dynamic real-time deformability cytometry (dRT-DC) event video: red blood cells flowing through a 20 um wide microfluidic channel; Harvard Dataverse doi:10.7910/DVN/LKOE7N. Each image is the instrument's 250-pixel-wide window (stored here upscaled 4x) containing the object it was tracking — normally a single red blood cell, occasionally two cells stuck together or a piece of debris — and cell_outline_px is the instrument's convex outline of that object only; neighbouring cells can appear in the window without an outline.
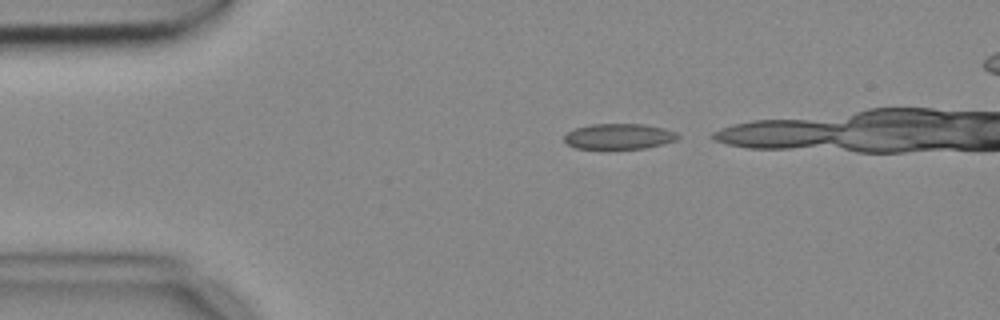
{"species": "common noctule bat (a hibernating species)", "species_latin": "Nyctalus noctula", "temperature_condition": "cold", "stored_images_in_passage": 5, "camera_frame_rate_fps": 3000, "um_per_image_px": 0.085, "animal": {"sex": "female", "body_mass_g": 18.4}, "frame": {"image": 1, "passage_image": 1, "time_ms": 0.0, "image_size_px": [1000, 320], "cell_outline_px": [[680, 136], [676, 140], [644, 148], [576, 148], [568, 144], [564, 140], [564, 136], [568, 132], [576, 128], [592, 124], [644, 124], [664, 128], [676, 132]], "centroid_in_image_um": [52.62, 11.58], "position_along_channel_um": 32.4, "area_um2": 16.65}}